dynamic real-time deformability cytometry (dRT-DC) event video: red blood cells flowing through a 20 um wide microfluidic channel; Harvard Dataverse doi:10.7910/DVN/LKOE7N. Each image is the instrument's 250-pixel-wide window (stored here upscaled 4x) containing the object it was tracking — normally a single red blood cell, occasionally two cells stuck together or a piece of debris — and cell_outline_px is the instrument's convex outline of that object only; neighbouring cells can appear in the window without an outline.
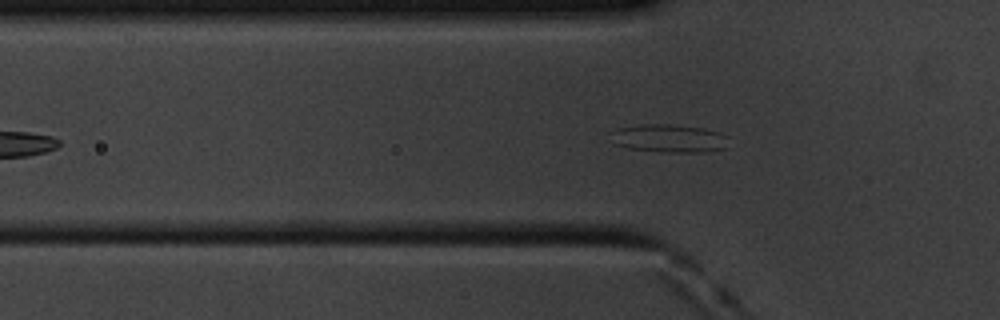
{"species": "common noctule bat (a hibernating species)", "species_latin": "Nyctalus noctula", "temperature_condition": "cold", "stored_images_in_passage": 27, "camera_frame_rate_fps": 3000, "um_per_image_px": 0.085, "animal": {"sex": "male", "body_mass_g": 20.1, "forearm_length_mm": 53.5}, "frame": {"image": 1, "passage_image": 3, "time_ms": 0.667, "image_size_px": [1000, 320], "cell_outline_px": [[728, 148], [704, 152], [660, 152], [628, 148], [612, 144], [608, 132], [616, 128], [640, 124], [668, 124], [704, 128], [720, 132], [728, 136]], "centroid_in_image_um": [56.83, 11.76], "position_along_channel_um": 69.0, "area_um2": 19.88}}
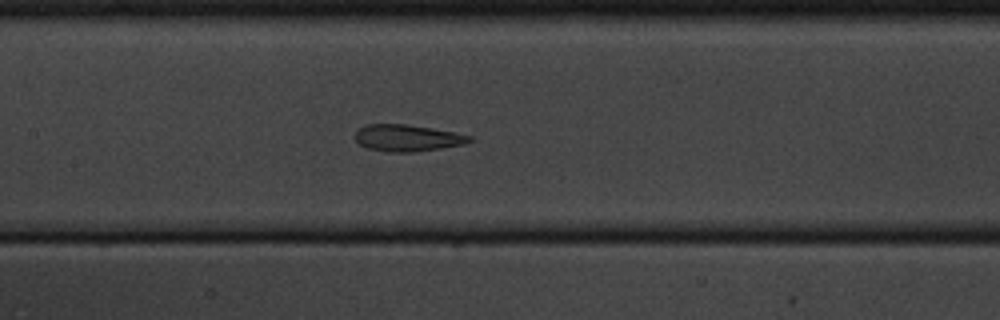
{"frame": {"image": 2, "passage_image": 12, "time_ms": 3.667, "image_size_px": [1000, 320], "cell_outline_px": [[472, 140], [468, 144], [412, 152], [388, 152], [364, 148], [352, 136], [364, 124], [404, 124], [432, 128], [472, 136]], "centroid_in_image_um": [34.59, 11.73], "position_along_channel_um": 172.8, "area_um2": 17.92}}
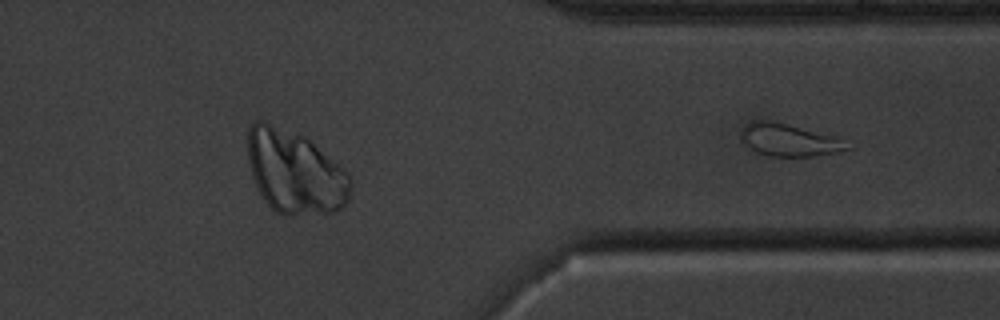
{"frame": {"image": 3, "passage_image": 27, "time_ms": 8.667, "image_size_px": [1000, 320], "cell_outline_px": [[856, 148], [840, 152], [816, 156], [768, 156], [756, 152], [748, 144], [744, 136], [744, 128], [748, 124], [756, 120], [772, 120], [844, 136], [856, 144]], "centroid_in_image_um": [67.4, 11.9], "position_along_channel_um": 344.0, "area_um2": 20.81}}